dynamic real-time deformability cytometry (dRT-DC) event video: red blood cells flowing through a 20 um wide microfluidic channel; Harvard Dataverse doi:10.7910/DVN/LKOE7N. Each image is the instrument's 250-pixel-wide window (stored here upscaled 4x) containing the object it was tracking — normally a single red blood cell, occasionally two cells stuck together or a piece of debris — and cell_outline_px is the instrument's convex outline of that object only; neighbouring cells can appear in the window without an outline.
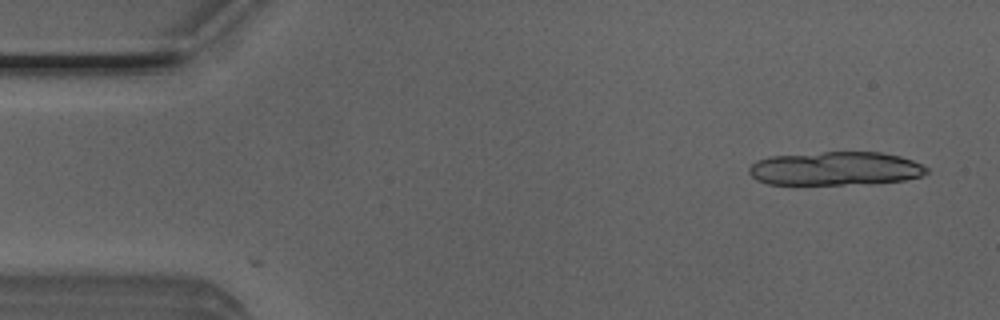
{"species": "Egyptian fruit bat (a non-hibernating species)", "species_latin": "Rousettus aegyptiacus", "temperature_condition": "room temperature", "stored_images_in_passage": 3, "camera_frame_rate_fps": 3000, "um_per_image_px": 0.085, "animal": {"sex": "male"}, "frame": {"image": 1, "passage_image": 3, "time_ms": 0.667, "image_size_px": [1000, 320], "cell_outline_px": [[928, 172], [920, 176], [904, 180], [844, 184], [768, 184], [756, 180], [748, 172], [748, 168], [756, 160], [768, 156], [824, 152], [880, 152], [900, 156], [912, 160], [928, 168]], "centroid_in_image_um": [70.95, 14.31], "position_along_channel_um": 14.0, "area_um2": 34.62}}